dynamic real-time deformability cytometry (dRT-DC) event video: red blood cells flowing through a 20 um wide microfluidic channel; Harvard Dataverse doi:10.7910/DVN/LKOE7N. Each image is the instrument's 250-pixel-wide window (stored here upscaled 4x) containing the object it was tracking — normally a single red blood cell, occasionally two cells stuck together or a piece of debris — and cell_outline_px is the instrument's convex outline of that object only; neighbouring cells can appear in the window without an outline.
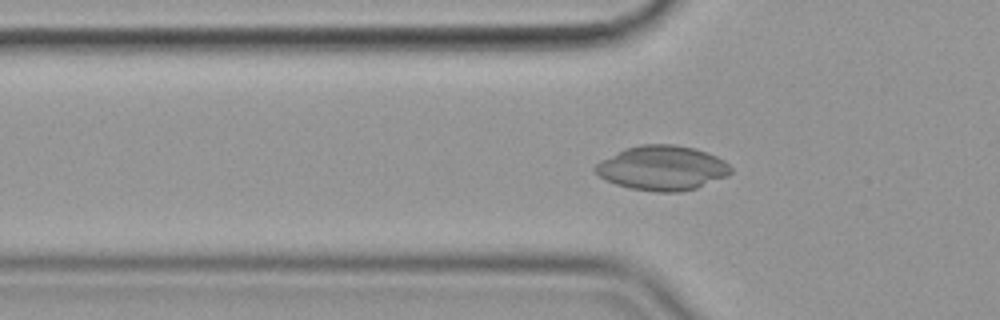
{"species": "common noctule bat (a hibernating species)", "species_latin": "Nyctalus noctula", "temperature_condition": "cold", "stored_images_in_passage": 57, "camera_frame_rate_fps": 3000, "um_per_image_px": 0.085, "animal": {"sex": "female", "body_mass_g": 19.9}, "frame": {"image": 1, "passage_image": 19, "time_ms": 6.0, "image_size_px": [1000, 320], "cell_outline_px": [[732, 172], [728, 176], [696, 188], [680, 192], [656, 192], [632, 188], [616, 184], [600, 176], [592, 168], [600, 160], [624, 148], [640, 144], [672, 144], [696, 148], [708, 152], [724, 160], [732, 168]], "centroid_in_image_um": [56.3, 14.27], "position_along_channel_um": 69.5, "area_um2": 35.37}}
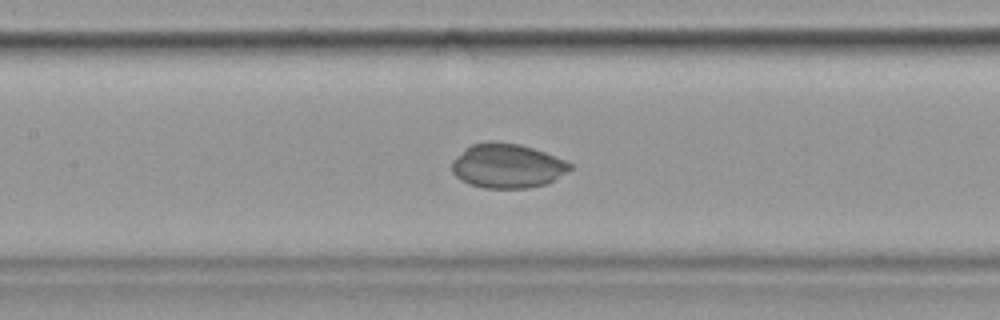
{"frame": {"image": 2, "passage_image": 27, "time_ms": 8.667, "image_size_px": [1000, 320], "cell_outline_px": [[572, 168], [568, 172], [548, 184], [528, 188], [484, 188], [468, 184], [456, 176], [452, 172], [452, 160], [464, 148], [472, 144], [488, 140], [492, 140], [520, 144], [544, 152], [564, 160], [572, 164]], "centroid_in_image_um": [43.11, 14.09], "position_along_channel_um": 164.3, "area_um2": 30.87}}
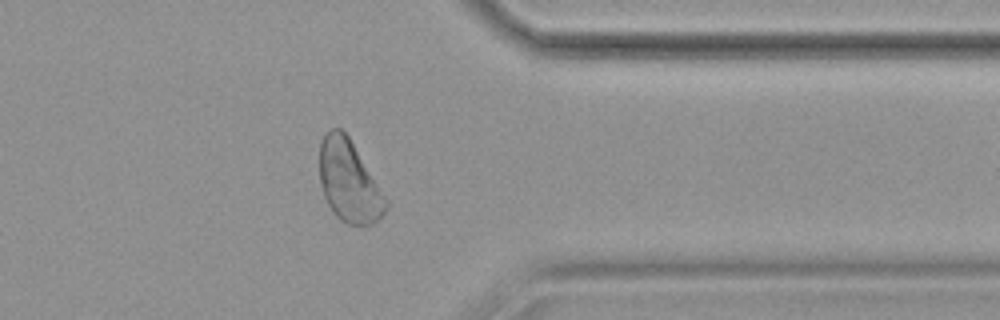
{"frame": {"image": 3, "passage_image": 46, "time_ms": 15.0, "image_size_px": [1000, 320], "cell_outline_px": [[388, 208], [372, 224], [348, 224], [340, 220], [332, 212], [324, 196], [320, 184], [320, 140], [332, 128], [340, 128], [348, 136], [388, 200]], "centroid_in_image_um": [29.65, 15.42], "position_along_channel_um": 381.7, "area_um2": 31.21}}